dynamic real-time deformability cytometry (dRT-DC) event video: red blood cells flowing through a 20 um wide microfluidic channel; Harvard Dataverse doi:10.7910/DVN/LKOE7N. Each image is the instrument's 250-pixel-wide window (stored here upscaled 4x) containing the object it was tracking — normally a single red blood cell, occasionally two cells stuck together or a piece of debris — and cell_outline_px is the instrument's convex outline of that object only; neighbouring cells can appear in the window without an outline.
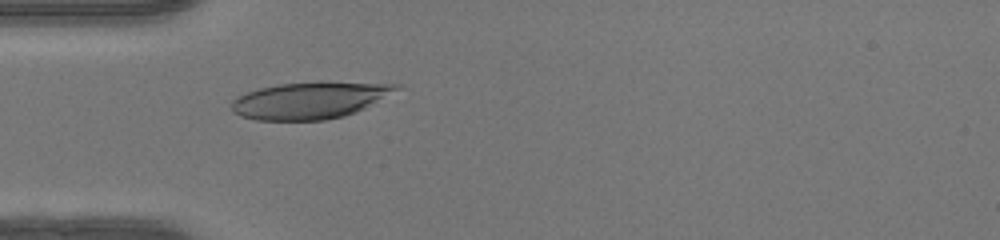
{"species": "human", "species_latin": "Homo sapiens", "temperature_condition": "warm", "stored_images_in_passage": 35, "camera_frame_rate_fps": 3000, "um_per_image_px": 0.085, "donor": {"sex": "female"}, "frame": {"image": 1, "passage_image": 1, "time_ms": 0.0, "image_size_px": [1000, 240], "cell_outline_px": [[404, 88], [356, 112], [344, 116], [324, 120], [256, 120], [240, 116], [232, 112], [232, 100], [236, 96], [260, 88], [280, 84], [316, 80], [400, 84]], "centroid_in_image_um": [26.39, 8.5], "position_along_channel_um": 58.6, "area_um2": 36.01}}
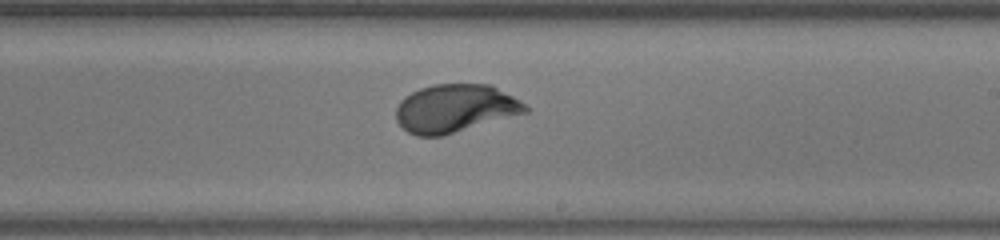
{"frame": {"image": 2, "passage_image": 15, "time_ms": 4.667, "image_size_px": [1000, 240], "cell_outline_px": [[532, 108], [528, 112], [444, 136], [416, 136], [408, 132], [396, 120], [396, 108], [400, 100], [404, 96], [420, 88], [432, 84], [492, 84], [520, 100]], "centroid_in_image_um": [38.71, 9.21], "position_along_channel_um": 250.3, "area_um2": 36.65}}
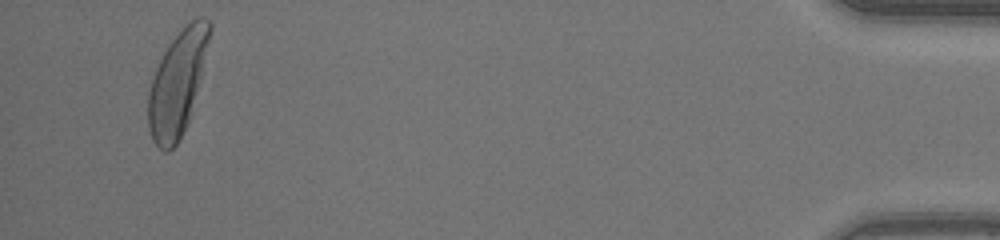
{"frame": {"image": 3, "passage_image": 33, "time_ms": 10.667, "image_size_px": [1000, 240], "cell_outline_px": [[212, 28], [200, 76], [188, 120], [176, 144], [168, 152], [164, 152], [152, 140], [148, 128], [148, 92], [156, 68], [168, 44], [196, 16], [204, 16], [212, 24]], "centroid_in_image_um": [15.05, 7.06], "position_along_channel_um": 420.1, "area_um2": 36.3}, "authors_computed_cell_mechanics": {"area_um2": 35.8938, "velocity_mm_per_s": 4.1933, "shape_relaxation_time_tau1_ms": 2.9888, "shape_relaxation_time_tau2_ms": null, "deformation_change_tau1": 0.1841, "deformation_change_tau2": null}}